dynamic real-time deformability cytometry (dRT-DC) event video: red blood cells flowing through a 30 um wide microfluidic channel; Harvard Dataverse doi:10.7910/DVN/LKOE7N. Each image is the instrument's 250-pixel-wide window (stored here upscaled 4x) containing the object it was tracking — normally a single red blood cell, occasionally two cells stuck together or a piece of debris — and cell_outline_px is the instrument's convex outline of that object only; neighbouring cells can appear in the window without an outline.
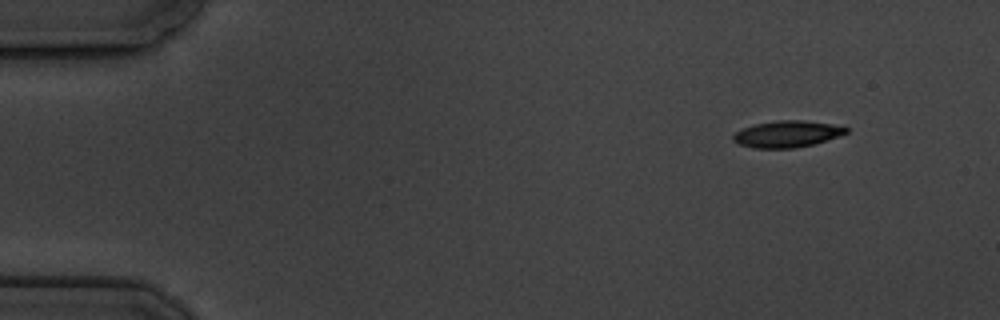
{"species": "common noctule bat (a hibernating species)", "species_latin": "Nyctalus noctula", "temperature_condition": "cold", "stored_images_in_passage": 4, "camera_frame_rate_fps": 3000, "um_per_image_px": 0.085, "animal": {"sex": "male", "body_mass_g": 19.5, "forearm_length_mm": 54.6}, "frame": {"image": 1, "passage_image": 1, "time_ms": 0.0, "image_size_px": [1000, 320], "cell_outline_px": [[848, 132], [812, 144], [796, 148], [752, 148], [740, 144], [732, 140], [732, 136], [736, 132], [744, 128], [756, 124], [776, 120], [804, 120], [832, 124], [848, 128]], "centroid_in_image_um": [66.86, 11.39], "position_along_channel_um": 18.1, "area_um2": 17.22}}
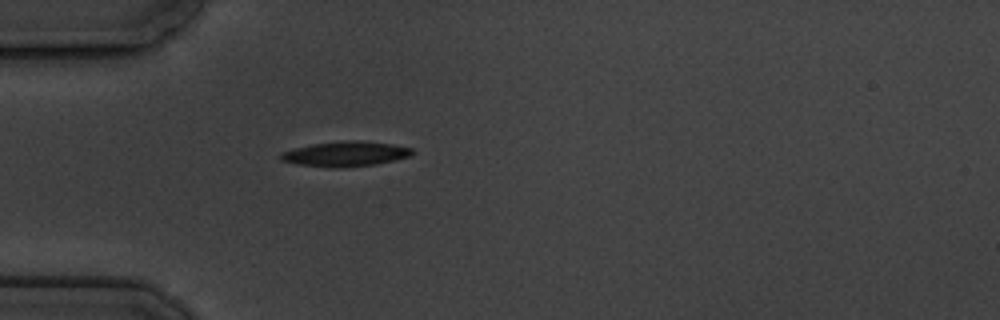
{"frame": {"image": 2, "passage_image": 4, "time_ms": 3.667, "image_size_px": [1000, 320], "cell_outline_px": [[416, 152], [412, 156], [396, 160], [376, 164], [344, 168], [332, 168], [296, 164], [280, 160], [280, 152], [312, 144], [344, 140], [356, 140], [392, 144], [412, 148]], "centroid_in_image_um": [29.4, 13.09], "position_along_channel_um": 55.6, "area_um2": 19.42}}